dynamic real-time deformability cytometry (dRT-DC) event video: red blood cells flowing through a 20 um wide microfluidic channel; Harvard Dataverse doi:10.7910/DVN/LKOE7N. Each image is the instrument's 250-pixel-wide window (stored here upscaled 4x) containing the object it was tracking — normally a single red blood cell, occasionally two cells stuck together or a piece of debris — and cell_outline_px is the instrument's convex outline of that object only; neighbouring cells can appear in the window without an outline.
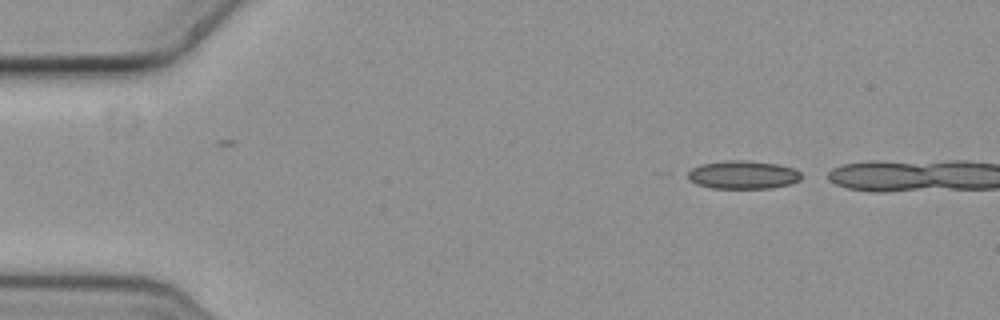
{"species": "common noctule bat (a hibernating species)", "species_latin": "Nyctalus noctula", "temperature_condition": "cold", "stored_images_in_passage": 4, "camera_frame_rate_fps": 3000, "um_per_image_px": 0.085, "animal": {"sex": "female", "body_mass_g": 19.3, "forearm_length_mm": 54.1}, "frame": {"image": 1, "passage_image": 1, "time_ms": 0.0, "image_size_px": [1000, 320], "cell_outline_px": [[800, 180], [788, 184], [772, 188], [712, 188], [696, 184], [688, 176], [688, 172], [692, 168], [700, 164], [728, 160], [744, 160], [776, 164], [792, 168], [800, 172]], "centroid_in_image_um": [63.13, 14.85], "position_along_channel_um": 21.9, "area_um2": 18.44}}